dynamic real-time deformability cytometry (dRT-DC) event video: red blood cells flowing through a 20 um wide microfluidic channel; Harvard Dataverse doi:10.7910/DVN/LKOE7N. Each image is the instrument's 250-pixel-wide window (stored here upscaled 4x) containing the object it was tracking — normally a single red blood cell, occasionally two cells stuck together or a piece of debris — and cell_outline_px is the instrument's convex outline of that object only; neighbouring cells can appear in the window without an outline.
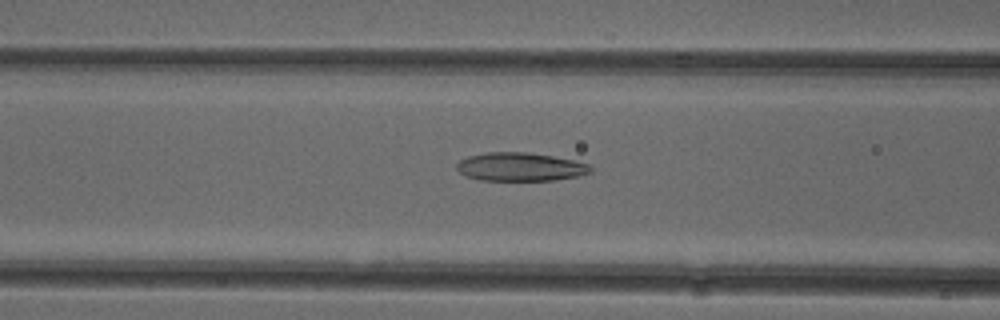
{"species": "common noctule bat (a hibernating species)", "species_latin": "Nyctalus noctula", "temperature_condition": "cold", "stored_images_in_passage": 52, "camera_frame_rate_fps": 3000, "um_per_image_px": 0.085, "animal": {"sex": "female"}, "frame": {"image": 1, "passage_image": 21, "time_ms": 6.667, "image_size_px": [1000, 320], "cell_outline_px": [[592, 172], [576, 176], [556, 180], [480, 180], [464, 176], [456, 168], [456, 164], [460, 160], [468, 156], [488, 152], [524, 152], [552, 156], [572, 160], [588, 164], [592, 168]], "centroid_in_image_um": [44.19, 14.18], "position_along_channel_um": 122.4, "area_um2": 22.08}}
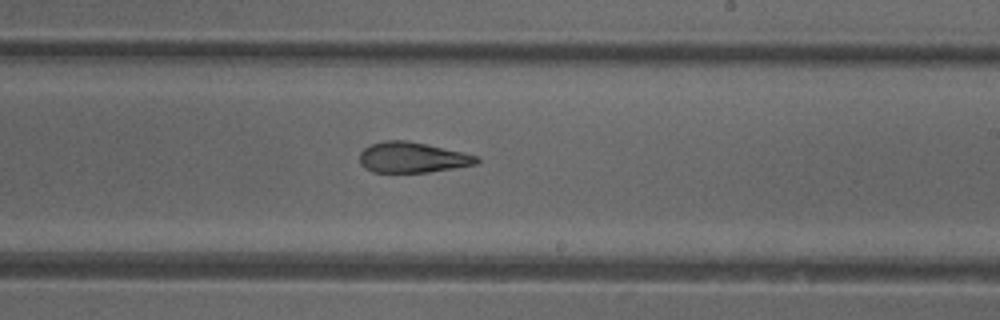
{"frame": {"image": 2, "passage_image": 31, "time_ms": 10.0, "image_size_px": [1000, 320], "cell_outline_px": [[480, 160], [476, 164], [428, 172], [372, 172], [364, 168], [360, 164], [360, 152], [364, 148], [372, 144], [384, 140], [404, 140], [464, 152], [476, 156]], "centroid_in_image_um": [35.01, 13.38], "position_along_channel_um": 254.0, "area_um2": 20.63}}
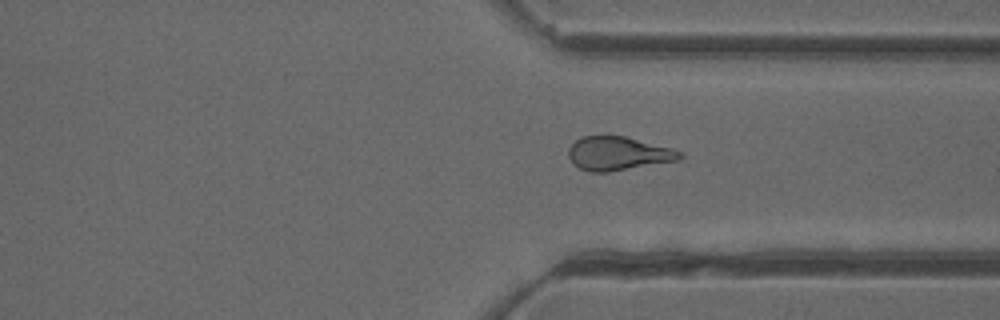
{"frame": {"image": 3, "passage_image": 39, "time_ms": 12.667, "image_size_px": [1000, 320], "cell_outline_px": [[684, 156], [680, 160], [608, 172], [592, 172], [580, 168], [572, 164], [568, 156], [568, 148], [580, 136], [624, 136], [672, 148], [680, 152]], "centroid_in_image_um": [52.52, 13.05], "position_along_channel_um": 358.9, "area_um2": 21.85}, "authors_computed_cell_mechanics": {"area_um2": 22.8021, "velocity_mm_per_s": 3.9351, "shape_relaxation_time_tau1_ms": 11.3381, "shape_relaxation_time_tau2_ms": 3.3548, "deformation_change_tau1": 0.2602, "deformation_change_tau2": 0.1203}}